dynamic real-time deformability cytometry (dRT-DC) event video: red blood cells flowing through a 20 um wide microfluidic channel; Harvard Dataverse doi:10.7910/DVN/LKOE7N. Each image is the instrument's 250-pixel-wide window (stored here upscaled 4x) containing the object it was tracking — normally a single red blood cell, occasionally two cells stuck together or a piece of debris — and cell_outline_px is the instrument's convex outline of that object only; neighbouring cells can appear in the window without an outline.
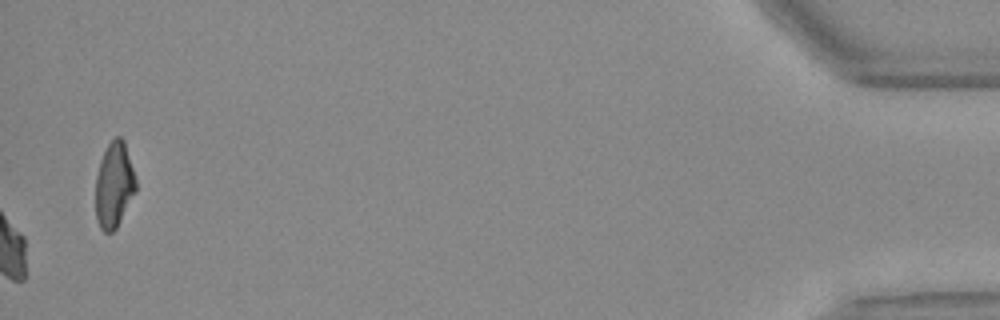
{"species": "Egyptian fruit bat (a non-hibernating species)", "species_latin": "Rousettus aegyptiacus", "temperature_condition": "warm", "stored_images_in_passage": 46, "camera_frame_rate_fps": 3000, "um_per_image_px": 0.085, "animal": {"sex": "female"}, "frame": {"image": 1, "passage_image": 46, "time_ms": 15.0, "image_size_px": [1000, 320], "cell_outline_px": [[136, 192], [116, 228], [112, 232], [104, 232], [100, 228], [96, 216], [96, 176], [100, 160], [108, 144], [116, 136], [120, 136], [124, 140], [136, 180]], "centroid_in_image_um": [9.7, 15.73], "position_along_channel_um": 425.5, "area_um2": 19.94}, "authors_computed_cell_mechanics": {"area_um2": 23.3512, "velocity_mm_per_s": 3.7531, "shape_relaxation_time_tau1_ms": null, "shape_relaxation_time_tau2_ms": 3.2066, "deformation_change_tau1": null, "deformation_change_tau2": 0.0639}}